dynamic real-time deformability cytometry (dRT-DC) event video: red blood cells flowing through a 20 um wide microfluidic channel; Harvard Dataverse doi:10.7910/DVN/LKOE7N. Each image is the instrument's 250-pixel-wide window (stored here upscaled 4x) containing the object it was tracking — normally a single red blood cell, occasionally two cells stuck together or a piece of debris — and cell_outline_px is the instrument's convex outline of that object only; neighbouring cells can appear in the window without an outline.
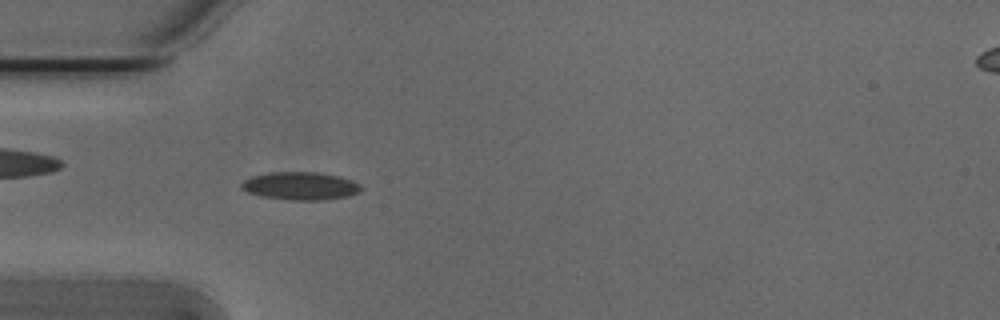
{"species": "Egyptian fruit bat (a non-hibernating species)", "species_latin": "Rousettus aegyptiacus", "temperature_condition": "cold", "stored_images_in_passage": 45, "camera_frame_rate_fps": 3000, "um_per_image_px": 0.085, "animal": {"sex": "male"}, "frame": {"image": 1, "passage_image": 7, "time_ms": 2.0, "image_size_px": [1000, 320], "cell_outline_px": [[364, 188], [360, 192], [348, 196], [324, 200], [292, 200], [260, 196], [248, 192], [240, 188], [240, 184], [244, 180], [252, 176], [268, 172], [316, 172], [340, 176], [352, 180], [360, 184]], "centroid_in_image_um": [25.55, 15.8], "position_along_channel_um": 59.4, "area_um2": 19.65}}
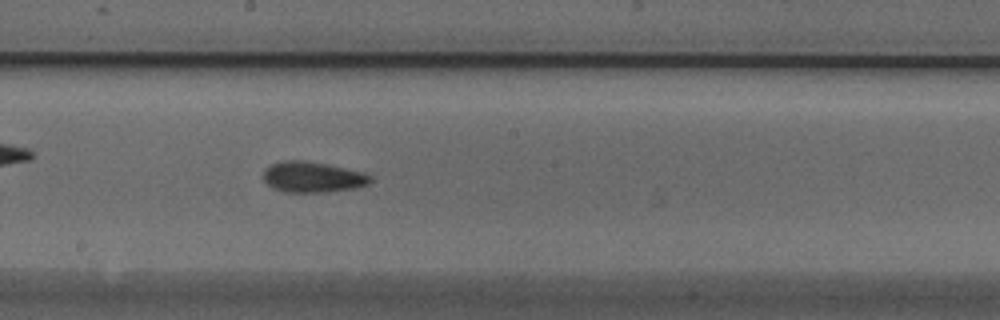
{"frame": {"image": 2, "passage_image": 20, "time_ms": 6.333, "image_size_px": [1000, 320], "cell_outline_px": [[372, 180], [368, 184], [352, 188], [328, 192], [284, 192], [272, 188], [264, 180], [264, 168], [272, 164], [284, 160], [304, 160], [364, 172], [372, 176]], "centroid_in_image_um": [26.56, 15.05], "position_along_channel_um": 221.6, "area_um2": 19.07}}
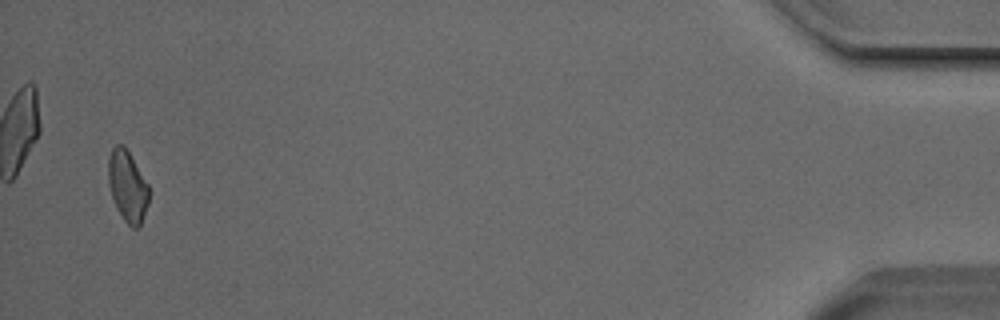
{"frame": {"image": 3, "passage_image": 43, "time_ms": 14.0, "image_size_px": [1000, 320], "cell_outline_px": [[148, 204], [140, 224], [136, 228], [132, 228], [124, 220], [116, 208], [108, 184], [108, 160], [112, 148], [116, 144], [124, 144], [148, 184]], "centroid_in_image_um": [10.82, 15.8], "position_along_channel_um": 424.4, "area_um2": 16.7}, "authors_computed_cell_mechanics": {"area_um2": 17.8602, "velocity_mm_per_s": 3.8149, "shape_relaxation_time_tau1_ms": 8.284, "shape_relaxation_time_tau2_ms": 3.3988, "deformation_change_tau1": 0.1241, "deformation_change_tau2": 0.0802}}